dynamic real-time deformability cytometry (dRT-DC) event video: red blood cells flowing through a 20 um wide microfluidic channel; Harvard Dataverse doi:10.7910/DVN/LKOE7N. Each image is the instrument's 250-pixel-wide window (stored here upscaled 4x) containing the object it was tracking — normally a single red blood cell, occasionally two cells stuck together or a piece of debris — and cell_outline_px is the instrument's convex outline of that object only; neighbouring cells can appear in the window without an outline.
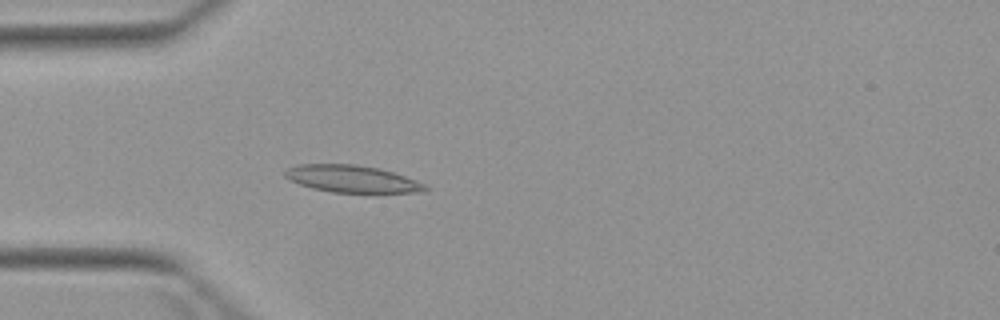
{"species": "Egyptian fruit bat (a non-hibernating species)", "species_latin": "Rousettus aegyptiacus", "temperature_condition": "warm", "stored_images_in_passage": 4, "camera_frame_rate_fps": 3000, "um_per_image_px": 0.085, "animal": {"sex": "female"}, "frame": {"image": 1, "passage_image": 4, "time_ms": 4.333, "image_size_px": [1000, 320], "cell_outline_px": [[428, 192], [332, 192], [312, 188], [300, 184], [284, 176], [284, 172], [288, 168], [300, 164], [356, 164], [380, 168], [404, 176], [424, 184], [428, 188]], "centroid_in_image_um": [29.92, 15.2], "position_along_channel_um": 55.1, "area_um2": 21.91}}